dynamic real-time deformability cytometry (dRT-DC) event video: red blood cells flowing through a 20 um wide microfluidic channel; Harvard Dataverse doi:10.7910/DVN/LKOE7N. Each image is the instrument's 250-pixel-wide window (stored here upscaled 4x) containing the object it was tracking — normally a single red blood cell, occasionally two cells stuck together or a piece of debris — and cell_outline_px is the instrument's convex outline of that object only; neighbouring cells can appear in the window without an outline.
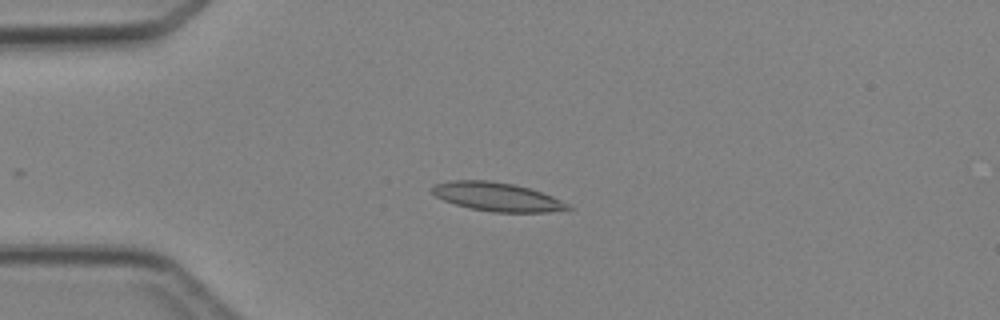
{"species": "Egyptian fruit bat (a non-hibernating species)", "species_latin": "Rousettus aegyptiacus", "temperature_condition": "cold", "stored_images_in_passage": 3, "camera_frame_rate_fps": 3000, "um_per_image_px": 0.085, "animal": {"sex": "female"}, "frame": {"image": 1, "passage_image": 3, "time_ms": 2.333, "image_size_px": [1000, 320], "cell_outline_px": [[576, 208], [548, 212], [492, 212], [468, 208], [444, 200], [436, 196], [432, 192], [432, 184], [452, 180], [488, 180], [512, 184], [528, 188], [552, 196]], "centroid_in_image_um": [42.23, 16.73], "position_along_channel_um": 42.8, "area_um2": 22.6}}